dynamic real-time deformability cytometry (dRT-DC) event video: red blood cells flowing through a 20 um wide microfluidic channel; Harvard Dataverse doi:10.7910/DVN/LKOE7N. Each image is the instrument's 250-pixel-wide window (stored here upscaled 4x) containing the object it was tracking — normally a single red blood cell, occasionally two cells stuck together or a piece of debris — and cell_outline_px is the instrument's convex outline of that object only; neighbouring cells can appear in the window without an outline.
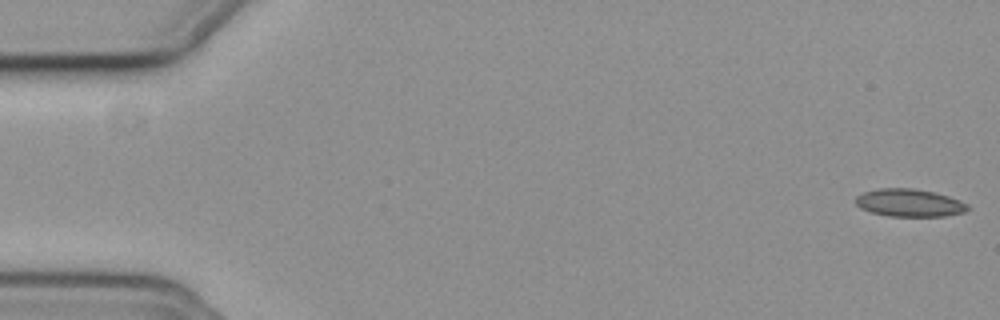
{"species": "common noctule bat (a hibernating species)", "species_latin": "Nyctalus noctula", "temperature_condition": "cold", "stored_images_in_passage": 56, "camera_frame_rate_fps": 3000, "um_per_image_px": 0.085, "animal": {"sex": "female", "body_mass_g": 19.3, "forearm_length_mm": 54.1}, "frame": {"image": 1, "passage_image": 1, "time_ms": 0.0, "image_size_px": [1000, 320], "cell_outline_px": [[968, 208], [964, 212], [944, 216], [888, 216], [872, 212], [860, 208], [856, 204], [856, 196], [864, 192], [876, 188], [912, 188], [932, 192], [948, 196], [960, 200], [968, 204]], "centroid_in_image_um": [77.28, 17.24], "position_along_channel_um": 7.7, "area_um2": 17.98}}
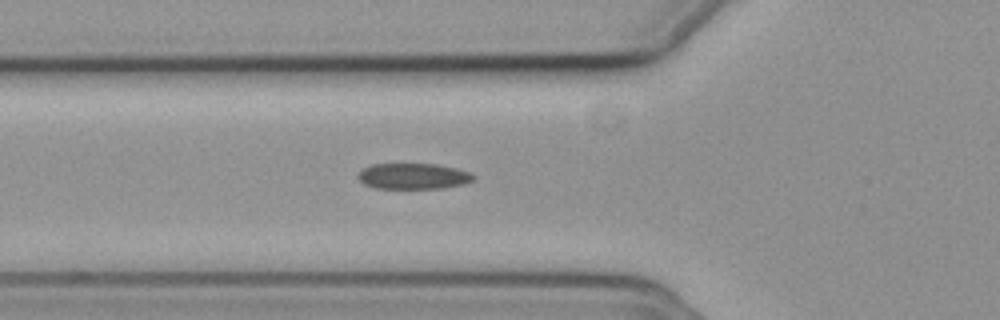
{"frame": {"image": 2, "passage_image": 20, "time_ms": 6.333, "image_size_px": [1000, 320], "cell_outline_px": [[476, 176], [472, 180], [464, 184], [444, 188], [376, 188], [364, 184], [356, 176], [360, 168], [372, 164], [436, 164], [456, 168], [472, 172]], "centroid_in_image_um": [35.12, 14.97], "position_along_channel_um": 90.7, "area_um2": 17.57}}
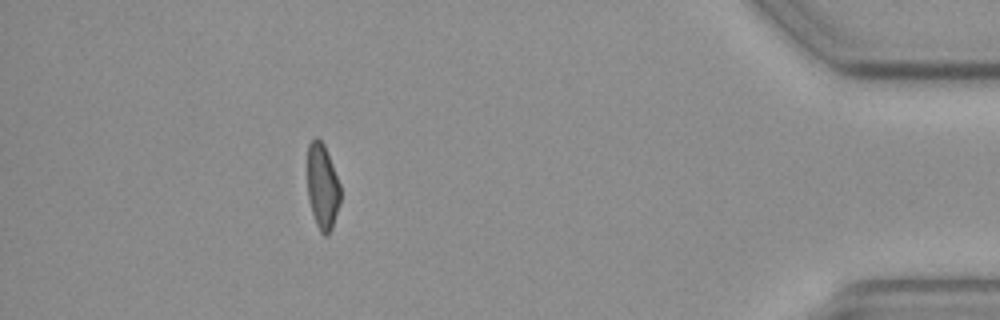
{"frame": {"image": 3, "passage_image": 50, "time_ms": 16.333, "image_size_px": [1000, 320], "cell_outline_px": [[340, 204], [332, 228], [328, 236], [324, 236], [320, 232], [316, 224], [312, 212], [308, 196], [308, 144], [316, 136], [324, 144], [340, 184]], "centroid_in_image_um": [27.42, 15.89], "position_along_channel_um": 407.8, "area_um2": 16.42}, "authors_computed_cell_mechanics": {"area_um2": 17.8602, "velocity_mm_per_s": 3.7389, "shape_relaxation_time_tau1_ms": 4.5963, "shape_relaxation_time_tau2_ms": 3.0776, "deformation_change_tau1": 0.1242, "deformation_change_tau2": 0.1017}}